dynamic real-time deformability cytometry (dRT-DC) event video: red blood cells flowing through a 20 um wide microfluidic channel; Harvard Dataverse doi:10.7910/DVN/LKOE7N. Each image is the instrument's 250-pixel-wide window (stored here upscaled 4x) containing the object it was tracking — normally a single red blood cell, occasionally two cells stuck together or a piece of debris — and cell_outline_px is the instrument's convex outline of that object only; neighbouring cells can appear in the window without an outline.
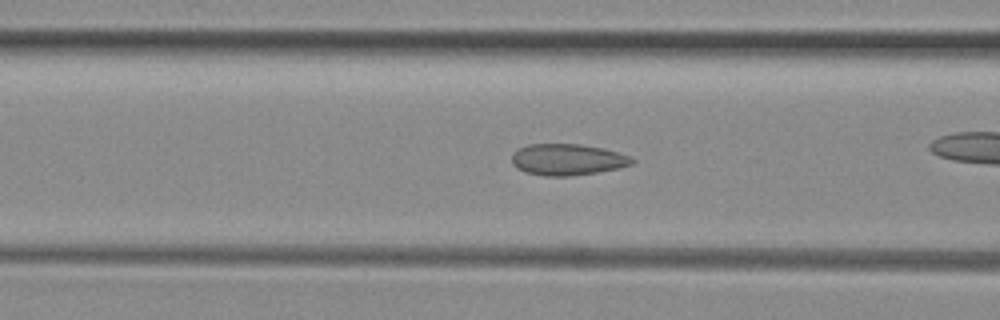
{"species": "common noctule bat (a hibernating species)", "species_latin": "Nyctalus noctula", "temperature_condition": "room temperature", "stored_images_in_passage": 38, "camera_frame_rate_fps": 3000, "um_per_image_px": 0.085, "animal": {"sex": "female", "body_mass_g": 29.2, "forearm_length_mm": 56.3}, "frame": {"image": 1, "passage_image": 17, "time_ms": 5.333, "image_size_px": [1000, 320], "cell_outline_px": [[636, 160], [632, 164], [620, 168], [596, 172], [568, 176], [544, 176], [528, 172], [516, 168], [512, 164], [512, 156], [520, 148], [528, 144], [580, 144], [604, 148], [628, 156]], "centroid_in_image_um": [48.24, 13.56], "position_along_channel_um": 118.4, "area_um2": 21.79}}
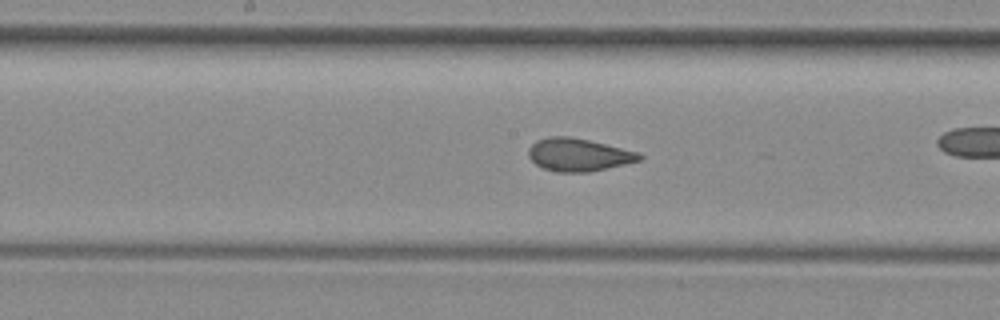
{"frame": {"image": 2, "passage_image": 23, "time_ms": 7.333, "image_size_px": [1000, 320], "cell_outline_px": [[644, 156], [640, 160], [608, 168], [588, 172], [556, 172], [544, 168], [536, 164], [528, 156], [528, 148], [536, 140], [548, 136], [568, 136], [588, 140], [640, 152]], "centroid_in_image_um": [49.16, 13.15], "position_along_channel_um": 199.0, "area_um2": 21.21}}
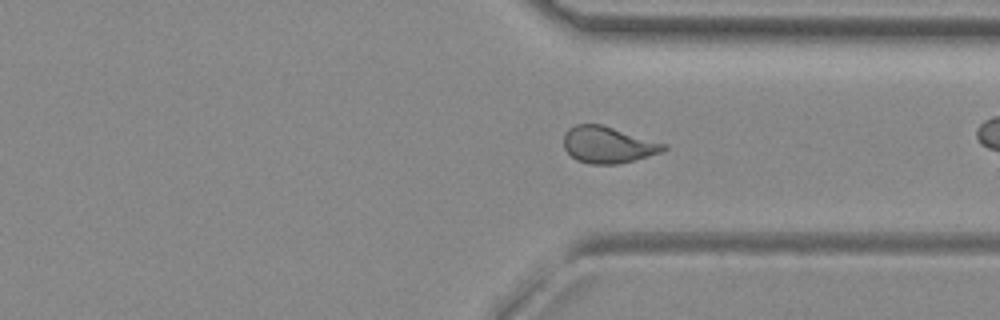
{"frame": {"image": 3, "passage_image": 35, "time_ms": 11.333, "image_size_px": [1000, 320], "cell_outline_px": [[668, 148], [660, 152], [648, 156], [616, 164], [592, 164], [576, 160], [564, 148], [564, 136], [568, 128], [576, 124], [600, 124], [668, 144]], "centroid_in_image_um": [51.67, 12.3], "position_along_channel_um": 359.7, "area_um2": 21.1}}